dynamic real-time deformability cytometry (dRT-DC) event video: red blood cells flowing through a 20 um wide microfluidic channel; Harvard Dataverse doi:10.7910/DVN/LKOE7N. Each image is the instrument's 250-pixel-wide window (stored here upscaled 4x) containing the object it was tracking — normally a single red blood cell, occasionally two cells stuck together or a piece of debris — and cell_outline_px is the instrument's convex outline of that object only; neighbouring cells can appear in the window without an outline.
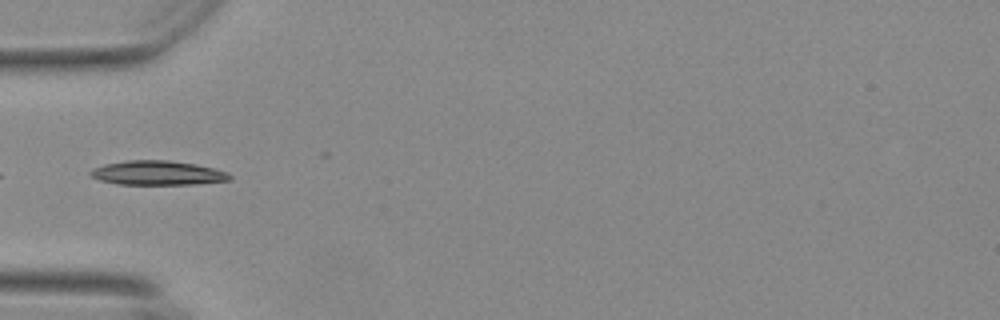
{"species": "Egyptian fruit bat (a non-hibernating species)", "species_latin": "Rousettus aegyptiacus", "temperature_condition": "warm", "stored_images_in_passage": 12, "camera_frame_rate_fps": 3000, "um_per_image_px": 0.085, "animal": {"sex": "female"}, "frame": {"image": 1, "passage_image": 1, "time_ms": 0.0, "image_size_px": [1000, 320], "cell_outline_px": [[232, 180], [192, 184], [120, 184], [100, 180], [92, 176], [88, 172], [104, 164], [128, 160], [168, 160], [196, 164], [228, 172], [232, 176]], "centroid_in_image_um": [13.43, 14.69], "position_along_channel_um": 71.6, "area_um2": 19.54}}